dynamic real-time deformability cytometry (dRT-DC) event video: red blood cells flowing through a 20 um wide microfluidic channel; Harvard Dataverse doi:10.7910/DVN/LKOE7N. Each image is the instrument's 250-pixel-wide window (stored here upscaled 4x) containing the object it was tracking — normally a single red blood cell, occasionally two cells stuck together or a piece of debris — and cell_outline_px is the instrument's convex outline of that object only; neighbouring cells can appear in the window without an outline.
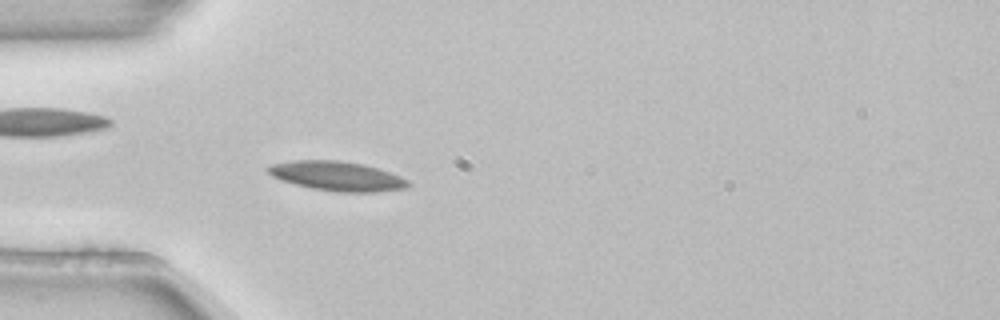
{"species": "common noctule bat (a hibernating species)", "species_latin": "Nyctalus noctula", "temperature_condition": "room temperature", "stored_images_in_passage": 5, "camera_frame_rate_fps": 3000, "um_per_image_px": 0.085, "animal": {"sex": "female", "body_mass_g": 22.7, "forearm_length_mm": 54.2}, "frame": {"image": 1, "passage_image": 5, "time_ms": 1.333, "image_size_px": [1000, 320], "cell_outline_px": [[412, 184], [408, 188], [376, 192], [336, 192], [312, 188], [280, 180], [272, 176], [264, 168], [272, 164], [292, 160], [340, 160], [364, 164], [400, 176], [408, 180]], "centroid_in_image_um": [28.65, 14.97], "position_along_channel_um": 56.3, "area_um2": 24.16}}